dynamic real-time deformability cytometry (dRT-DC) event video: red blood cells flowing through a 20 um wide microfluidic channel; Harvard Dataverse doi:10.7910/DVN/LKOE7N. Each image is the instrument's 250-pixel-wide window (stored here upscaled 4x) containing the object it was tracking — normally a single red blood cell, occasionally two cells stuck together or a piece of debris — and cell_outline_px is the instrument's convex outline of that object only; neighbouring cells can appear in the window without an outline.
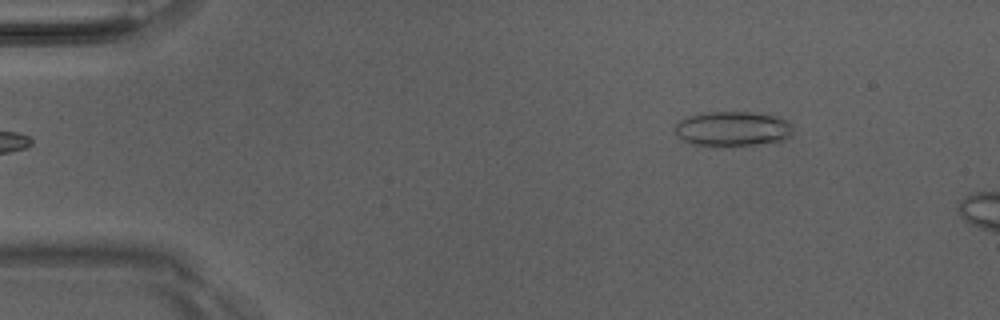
{"species": "Egyptian fruit bat (a non-hibernating species)", "species_latin": "Rousettus aegyptiacus", "temperature_condition": "room temperature", "stored_images_in_passage": 6, "camera_frame_rate_fps": 3000, "um_per_image_px": 0.085, "animal": {"sex": "male"}, "frame": {"image": 1, "passage_image": 1, "time_ms": 0.0, "image_size_px": [1000, 320], "cell_outline_px": [[792, 132], [784, 140], [760, 144], [732, 148], [712, 148], [692, 144], [676, 136], [672, 128], [680, 120], [688, 116], [700, 112], [748, 112], [772, 116], [784, 120], [792, 124]], "centroid_in_image_um": [62.18, 11.0], "position_along_channel_um": 22.8, "area_um2": 24.74}}